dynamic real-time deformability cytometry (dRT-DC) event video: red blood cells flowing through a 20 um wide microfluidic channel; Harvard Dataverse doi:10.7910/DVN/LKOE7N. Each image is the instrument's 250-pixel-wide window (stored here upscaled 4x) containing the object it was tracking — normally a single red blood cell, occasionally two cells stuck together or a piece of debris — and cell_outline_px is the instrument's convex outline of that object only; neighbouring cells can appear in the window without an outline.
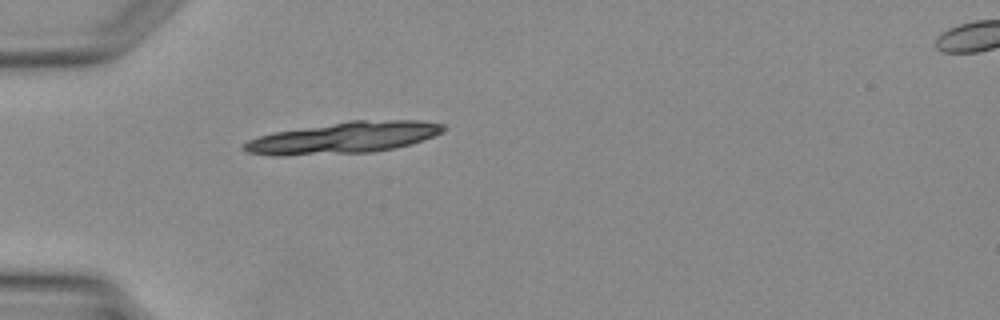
{"species": "Egyptian fruit bat (a non-hibernating species)", "species_latin": "Rousettus aegyptiacus", "temperature_condition": "warm", "stored_images_in_passage": 3, "segment_of_instrument_passage": [1, 2], "camera_frame_rate_fps": 3000, "um_per_image_px": 0.085, "animal": {"sex": "female"}, "frame": {"image": 1, "passage_image": 2, "time_ms": 1.333, "image_size_px": [1000, 320], "cell_outline_px": [[448, 128], [444, 132], [412, 144], [396, 148], [372, 152], [280, 156], [276, 156], [248, 152], [240, 148], [248, 140], [272, 132], [352, 120], [416, 120], [444, 124]], "centroid_in_image_um": [29.25, 11.7], "position_along_channel_um": 55.7, "area_um2": 36.7}}